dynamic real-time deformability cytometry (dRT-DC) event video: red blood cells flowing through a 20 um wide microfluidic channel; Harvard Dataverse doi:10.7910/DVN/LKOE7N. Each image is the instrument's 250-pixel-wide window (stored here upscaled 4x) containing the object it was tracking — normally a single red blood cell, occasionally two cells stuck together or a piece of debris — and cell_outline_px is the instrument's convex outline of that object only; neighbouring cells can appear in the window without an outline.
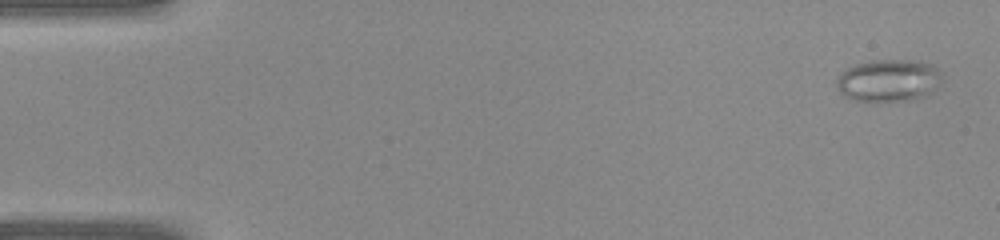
{"species": "common noctule bat (a hibernating species)", "species_latin": "Nyctalus noctula", "temperature_condition": "warm", "stored_images_in_passage": 7, "camera_frame_rate_fps": 3000, "um_per_image_px": 0.085, "animal": {"sex": "female", "body_mass_g": 22.0, "forearm_length_mm": 56.7}, "frame": {"image": 1, "passage_image": 2, "time_ms": 0.333, "image_size_px": [1000, 240], "cell_outline_px": [[944, 72], [928, 92], [924, 96], [912, 100], [852, 100], [844, 96], [836, 88], [836, 80], [848, 68], [856, 64], [868, 60], [920, 60], [932, 64]], "centroid_in_image_um": [75.5, 6.81], "position_along_channel_um": 9.5, "area_um2": 25.61}}